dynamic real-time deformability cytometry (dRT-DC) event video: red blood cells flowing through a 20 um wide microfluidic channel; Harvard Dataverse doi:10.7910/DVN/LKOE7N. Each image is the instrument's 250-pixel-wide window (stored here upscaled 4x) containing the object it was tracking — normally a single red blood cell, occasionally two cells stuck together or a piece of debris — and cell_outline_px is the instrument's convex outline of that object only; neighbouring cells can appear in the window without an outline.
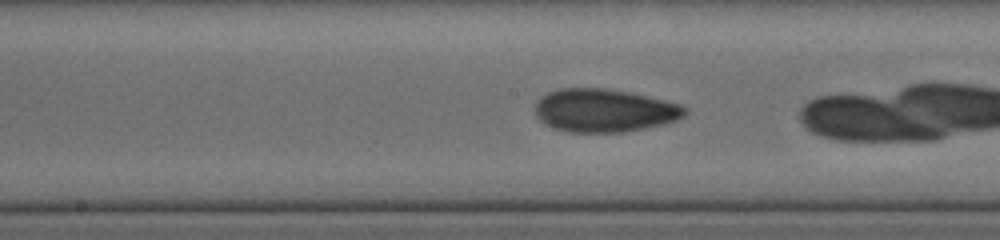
{"species": "human", "species_latin": "Homo sapiens", "temperature_condition": "cold", "stored_images_in_passage": 41, "camera_frame_rate_fps": 3000, "um_per_image_px": 0.085, "donor": {"sex": "female"}, "frame": {"image": 1, "passage_image": 23, "time_ms": 6.667, "image_size_px": [1000, 240], "cell_outline_px": [[688, 112], [684, 116], [676, 120], [664, 124], [624, 132], [568, 132], [544, 124], [536, 116], [536, 100], [548, 92], [560, 88], [604, 88], [632, 92], [680, 104], [688, 108]], "centroid_in_image_um": [51.38, 9.38], "position_along_channel_um": 196.8, "area_um2": 37.8}}